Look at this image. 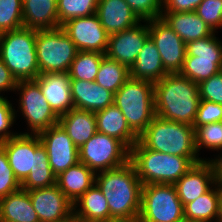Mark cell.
Returning <instances> with one entry per match:
<instances>
[{"instance_id":"cell-43","label":"cell","mask_w":222,"mask_h":222,"mask_svg":"<svg viewBox=\"0 0 222 222\" xmlns=\"http://www.w3.org/2000/svg\"><path fill=\"white\" fill-rule=\"evenodd\" d=\"M17 80L12 75L10 70L5 66L4 62L0 58V93L2 91H15L17 86Z\"/></svg>"},{"instance_id":"cell-37","label":"cell","mask_w":222,"mask_h":222,"mask_svg":"<svg viewBox=\"0 0 222 222\" xmlns=\"http://www.w3.org/2000/svg\"><path fill=\"white\" fill-rule=\"evenodd\" d=\"M21 189V183L15 177L9 165L5 150L0 146V198Z\"/></svg>"},{"instance_id":"cell-10","label":"cell","mask_w":222,"mask_h":222,"mask_svg":"<svg viewBox=\"0 0 222 222\" xmlns=\"http://www.w3.org/2000/svg\"><path fill=\"white\" fill-rule=\"evenodd\" d=\"M222 67V42L215 33L207 37L186 43V55L182 76L199 84L218 74Z\"/></svg>"},{"instance_id":"cell-50","label":"cell","mask_w":222,"mask_h":222,"mask_svg":"<svg viewBox=\"0 0 222 222\" xmlns=\"http://www.w3.org/2000/svg\"><path fill=\"white\" fill-rule=\"evenodd\" d=\"M221 189V192H222V185H218ZM221 204H222V198H221Z\"/></svg>"},{"instance_id":"cell-39","label":"cell","mask_w":222,"mask_h":222,"mask_svg":"<svg viewBox=\"0 0 222 222\" xmlns=\"http://www.w3.org/2000/svg\"><path fill=\"white\" fill-rule=\"evenodd\" d=\"M222 121V104L200 100L193 128Z\"/></svg>"},{"instance_id":"cell-15","label":"cell","mask_w":222,"mask_h":222,"mask_svg":"<svg viewBox=\"0 0 222 222\" xmlns=\"http://www.w3.org/2000/svg\"><path fill=\"white\" fill-rule=\"evenodd\" d=\"M55 176L79 162V149L64 129L56 124L38 134Z\"/></svg>"},{"instance_id":"cell-6","label":"cell","mask_w":222,"mask_h":222,"mask_svg":"<svg viewBox=\"0 0 222 222\" xmlns=\"http://www.w3.org/2000/svg\"><path fill=\"white\" fill-rule=\"evenodd\" d=\"M36 35L37 30L26 27L0 34V58L17 81L35 80L40 74Z\"/></svg>"},{"instance_id":"cell-44","label":"cell","mask_w":222,"mask_h":222,"mask_svg":"<svg viewBox=\"0 0 222 222\" xmlns=\"http://www.w3.org/2000/svg\"><path fill=\"white\" fill-rule=\"evenodd\" d=\"M218 158L210 159L215 169V179L217 185H222V154Z\"/></svg>"},{"instance_id":"cell-32","label":"cell","mask_w":222,"mask_h":222,"mask_svg":"<svg viewBox=\"0 0 222 222\" xmlns=\"http://www.w3.org/2000/svg\"><path fill=\"white\" fill-rule=\"evenodd\" d=\"M104 56L98 52L78 51L68 71L70 79L95 81Z\"/></svg>"},{"instance_id":"cell-47","label":"cell","mask_w":222,"mask_h":222,"mask_svg":"<svg viewBox=\"0 0 222 222\" xmlns=\"http://www.w3.org/2000/svg\"><path fill=\"white\" fill-rule=\"evenodd\" d=\"M67 222H83V221L77 220V219H75V218L73 217L72 219H70V220L67 221Z\"/></svg>"},{"instance_id":"cell-25","label":"cell","mask_w":222,"mask_h":222,"mask_svg":"<svg viewBox=\"0 0 222 222\" xmlns=\"http://www.w3.org/2000/svg\"><path fill=\"white\" fill-rule=\"evenodd\" d=\"M95 173L78 162L56 176V185L72 202H76L95 184Z\"/></svg>"},{"instance_id":"cell-26","label":"cell","mask_w":222,"mask_h":222,"mask_svg":"<svg viewBox=\"0 0 222 222\" xmlns=\"http://www.w3.org/2000/svg\"><path fill=\"white\" fill-rule=\"evenodd\" d=\"M73 217L83 222H110L107 199L96 183L73 203Z\"/></svg>"},{"instance_id":"cell-19","label":"cell","mask_w":222,"mask_h":222,"mask_svg":"<svg viewBox=\"0 0 222 222\" xmlns=\"http://www.w3.org/2000/svg\"><path fill=\"white\" fill-rule=\"evenodd\" d=\"M54 113L60 117L74 108L68 72L40 73L35 79Z\"/></svg>"},{"instance_id":"cell-45","label":"cell","mask_w":222,"mask_h":222,"mask_svg":"<svg viewBox=\"0 0 222 222\" xmlns=\"http://www.w3.org/2000/svg\"><path fill=\"white\" fill-rule=\"evenodd\" d=\"M115 222H142L140 219L131 220V221H115Z\"/></svg>"},{"instance_id":"cell-48","label":"cell","mask_w":222,"mask_h":222,"mask_svg":"<svg viewBox=\"0 0 222 222\" xmlns=\"http://www.w3.org/2000/svg\"><path fill=\"white\" fill-rule=\"evenodd\" d=\"M22 1H58V0H22Z\"/></svg>"},{"instance_id":"cell-18","label":"cell","mask_w":222,"mask_h":222,"mask_svg":"<svg viewBox=\"0 0 222 222\" xmlns=\"http://www.w3.org/2000/svg\"><path fill=\"white\" fill-rule=\"evenodd\" d=\"M215 184L214 165L210 160L205 159L188 170L174 184V187L181 203L185 206L208 192Z\"/></svg>"},{"instance_id":"cell-36","label":"cell","mask_w":222,"mask_h":222,"mask_svg":"<svg viewBox=\"0 0 222 222\" xmlns=\"http://www.w3.org/2000/svg\"><path fill=\"white\" fill-rule=\"evenodd\" d=\"M195 12L214 32L222 28V0H203Z\"/></svg>"},{"instance_id":"cell-13","label":"cell","mask_w":222,"mask_h":222,"mask_svg":"<svg viewBox=\"0 0 222 222\" xmlns=\"http://www.w3.org/2000/svg\"><path fill=\"white\" fill-rule=\"evenodd\" d=\"M149 37L155 43L162 58V64L168 73L182 70L186 43L160 17L148 21Z\"/></svg>"},{"instance_id":"cell-33","label":"cell","mask_w":222,"mask_h":222,"mask_svg":"<svg viewBox=\"0 0 222 222\" xmlns=\"http://www.w3.org/2000/svg\"><path fill=\"white\" fill-rule=\"evenodd\" d=\"M98 1L99 0H58L57 12L59 27L70 19L95 14Z\"/></svg>"},{"instance_id":"cell-28","label":"cell","mask_w":222,"mask_h":222,"mask_svg":"<svg viewBox=\"0 0 222 222\" xmlns=\"http://www.w3.org/2000/svg\"><path fill=\"white\" fill-rule=\"evenodd\" d=\"M0 222H40L28 191L20 189L0 198Z\"/></svg>"},{"instance_id":"cell-40","label":"cell","mask_w":222,"mask_h":222,"mask_svg":"<svg viewBox=\"0 0 222 222\" xmlns=\"http://www.w3.org/2000/svg\"><path fill=\"white\" fill-rule=\"evenodd\" d=\"M200 100L222 104V74L219 72L198 84Z\"/></svg>"},{"instance_id":"cell-7","label":"cell","mask_w":222,"mask_h":222,"mask_svg":"<svg viewBox=\"0 0 222 222\" xmlns=\"http://www.w3.org/2000/svg\"><path fill=\"white\" fill-rule=\"evenodd\" d=\"M113 104L123 113L130 129L139 136L156 116L154 83L130 77L114 94Z\"/></svg>"},{"instance_id":"cell-22","label":"cell","mask_w":222,"mask_h":222,"mask_svg":"<svg viewBox=\"0 0 222 222\" xmlns=\"http://www.w3.org/2000/svg\"><path fill=\"white\" fill-rule=\"evenodd\" d=\"M161 18L185 42L198 40L214 31L195 11L189 12H162Z\"/></svg>"},{"instance_id":"cell-31","label":"cell","mask_w":222,"mask_h":222,"mask_svg":"<svg viewBox=\"0 0 222 222\" xmlns=\"http://www.w3.org/2000/svg\"><path fill=\"white\" fill-rule=\"evenodd\" d=\"M130 78V70L106 56L102 58L95 82L114 94Z\"/></svg>"},{"instance_id":"cell-14","label":"cell","mask_w":222,"mask_h":222,"mask_svg":"<svg viewBox=\"0 0 222 222\" xmlns=\"http://www.w3.org/2000/svg\"><path fill=\"white\" fill-rule=\"evenodd\" d=\"M75 44L78 51L105 54L109 34L101 24L97 14L73 18L61 26Z\"/></svg>"},{"instance_id":"cell-49","label":"cell","mask_w":222,"mask_h":222,"mask_svg":"<svg viewBox=\"0 0 222 222\" xmlns=\"http://www.w3.org/2000/svg\"><path fill=\"white\" fill-rule=\"evenodd\" d=\"M219 222H222V204H221V209H220V219Z\"/></svg>"},{"instance_id":"cell-30","label":"cell","mask_w":222,"mask_h":222,"mask_svg":"<svg viewBox=\"0 0 222 222\" xmlns=\"http://www.w3.org/2000/svg\"><path fill=\"white\" fill-rule=\"evenodd\" d=\"M221 198L220 187L217 184L213 185L208 192L184 206V220L219 221Z\"/></svg>"},{"instance_id":"cell-21","label":"cell","mask_w":222,"mask_h":222,"mask_svg":"<svg viewBox=\"0 0 222 222\" xmlns=\"http://www.w3.org/2000/svg\"><path fill=\"white\" fill-rule=\"evenodd\" d=\"M96 14L109 35L130 29L141 21L125 0H99Z\"/></svg>"},{"instance_id":"cell-16","label":"cell","mask_w":222,"mask_h":222,"mask_svg":"<svg viewBox=\"0 0 222 222\" xmlns=\"http://www.w3.org/2000/svg\"><path fill=\"white\" fill-rule=\"evenodd\" d=\"M28 193L40 222H67L73 218V203L56 184Z\"/></svg>"},{"instance_id":"cell-34","label":"cell","mask_w":222,"mask_h":222,"mask_svg":"<svg viewBox=\"0 0 222 222\" xmlns=\"http://www.w3.org/2000/svg\"><path fill=\"white\" fill-rule=\"evenodd\" d=\"M22 27L23 1L0 0V34Z\"/></svg>"},{"instance_id":"cell-41","label":"cell","mask_w":222,"mask_h":222,"mask_svg":"<svg viewBox=\"0 0 222 222\" xmlns=\"http://www.w3.org/2000/svg\"><path fill=\"white\" fill-rule=\"evenodd\" d=\"M8 99L0 95V142L16 136L18 133H11L8 129L15 121L16 111Z\"/></svg>"},{"instance_id":"cell-12","label":"cell","mask_w":222,"mask_h":222,"mask_svg":"<svg viewBox=\"0 0 222 222\" xmlns=\"http://www.w3.org/2000/svg\"><path fill=\"white\" fill-rule=\"evenodd\" d=\"M20 91L19 109L27 120L31 134L38 135L48 128L58 124L59 117L51 109L43 96L39 84L35 80H21L17 82L15 91Z\"/></svg>"},{"instance_id":"cell-24","label":"cell","mask_w":222,"mask_h":222,"mask_svg":"<svg viewBox=\"0 0 222 222\" xmlns=\"http://www.w3.org/2000/svg\"><path fill=\"white\" fill-rule=\"evenodd\" d=\"M130 77L156 83L168 72L162 64V58L155 43L149 37L139 52L135 63L131 66Z\"/></svg>"},{"instance_id":"cell-11","label":"cell","mask_w":222,"mask_h":222,"mask_svg":"<svg viewBox=\"0 0 222 222\" xmlns=\"http://www.w3.org/2000/svg\"><path fill=\"white\" fill-rule=\"evenodd\" d=\"M130 150L118 139L96 132L79 148V162L95 174L125 165Z\"/></svg>"},{"instance_id":"cell-38","label":"cell","mask_w":222,"mask_h":222,"mask_svg":"<svg viewBox=\"0 0 222 222\" xmlns=\"http://www.w3.org/2000/svg\"><path fill=\"white\" fill-rule=\"evenodd\" d=\"M141 21L160 18L163 10V0H125Z\"/></svg>"},{"instance_id":"cell-1","label":"cell","mask_w":222,"mask_h":222,"mask_svg":"<svg viewBox=\"0 0 222 222\" xmlns=\"http://www.w3.org/2000/svg\"><path fill=\"white\" fill-rule=\"evenodd\" d=\"M10 167L21 183V189L31 191L56 184L45 147L38 135L17 134L0 142Z\"/></svg>"},{"instance_id":"cell-46","label":"cell","mask_w":222,"mask_h":222,"mask_svg":"<svg viewBox=\"0 0 222 222\" xmlns=\"http://www.w3.org/2000/svg\"><path fill=\"white\" fill-rule=\"evenodd\" d=\"M184 222H212V221H196V220H189V221H184ZM215 222H219V221H215Z\"/></svg>"},{"instance_id":"cell-3","label":"cell","mask_w":222,"mask_h":222,"mask_svg":"<svg viewBox=\"0 0 222 222\" xmlns=\"http://www.w3.org/2000/svg\"><path fill=\"white\" fill-rule=\"evenodd\" d=\"M155 114L193 126L200 96L198 84L180 73H168L154 83Z\"/></svg>"},{"instance_id":"cell-29","label":"cell","mask_w":222,"mask_h":222,"mask_svg":"<svg viewBox=\"0 0 222 222\" xmlns=\"http://www.w3.org/2000/svg\"><path fill=\"white\" fill-rule=\"evenodd\" d=\"M23 25L34 30L58 28L57 1H23Z\"/></svg>"},{"instance_id":"cell-42","label":"cell","mask_w":222,"mask_h":222,"mask_svg":"<svg viewBox=\"0 0 222 222\" xmlns=\"http://www.w3.org/2000/svg\"><path fill=\"white\" fill-rule=\"evenodd\" d=\"M203 0H163L162 12L195 11Z\"/></svg>"},{"instance_id":"cell-23","label":"cell","mask_w":222,"mask_h":222,"mask_svg":"<svg viewBox=\"0 0 222 222\" xmlns=\"http://www.w3.org/2000/svg\"><path fill=\"white\" fill-rule=\"evenodd\" d=\"M97 131L120 140L129 150L138 142L120 109L114 104L95 113Z\"/></svg>"},{"instance_id":"cell-35","label":"cell","mask_w":222,"mask_h":222,"mask_svg":"<svg viewBox=\"0 0 222 222\" xmlns=\"http://www.w3.org/2000/svg\"><path fill=\"white\" fill-rule=\"evenodd\" d=\"M203 146L210 150H222V121L199 126L195 129L197 153Z\"/></svg>"},{"instance_id":"cell-20","label":"cell","mask_w":222,"mask_h":222,"mask_svg":"<svg viewBox=\"0 0 222 222\" xmlns=\"http://www.w3.org/2000/svg\"><path fill=\"white\" fill-rule=\"evenodd\" d=\"M74 108L96 113L113 105L114 93L95 81L70 79Z\"/></svg>"},{"instance_id":"cell-9","label":"cell","mask_w":222,"mask_h":222,"mask_svg":"<svg viewBox=\"0 0 222 222\" xmlns=\"http://www.w3.org/2000/svg\"><path fill=\"white\" fill-rule=\"evenodd\" d=\"M138 219L142 222H184V206L174 185H143Z\"/></svg>"},{"instance_id":"cell-17","label":"cell","mask_w":222,"mask_h":222,"mask_svg":"<svg viewBox=\"0 0 222 222\" xmlns=\"http://www.w3.org/2000/svg\"><path fill=\"white\" fill-rule=\"evenodd\" d=\"M143 22L146 24L140 22L130 29L109 35L105 56L130 69L149 38L148 21Z\"/></svg>"},{"instance_id":"cell-8","label":"cell","mask_w":222,"mask_h":222,"mask_svg":"<svg viewBox=\"0 0 222 222\" xmlns=\"http://www.w3.org/2000/svg\"><path fill=\"white\" fill-rule=\"evenodd\" d=\"M77 52L62 27L37 30L36 55L40 73L68 72Z\"/></svg>"},{"instance_id":"cell-27","label":"cell","mask_w":222,"mask_h":222,"mask_svg":"<svg viewBox=\"0 0 222 222\" xmlns=\"http://www.w3.org/2000/svg\"><path fill=\"white\" fill-rule=\"evenodd\" d=\"M58 124L79 149L97 132L94 112L73 108L59 117Z\"/></svg>"},{"instance_id":"cell-4","label":"cell","mask_w":222,"mask_h":222,"mask_svg":"<svg viewBox=\"0 0 222 222\" xmlns=\"http://www.w3.org/2000/svg\"><path fill=\"white\" fill-rule=\"evenodd\" d=\"M129 161L143 185L175 184L201 157H182L145 148L139 141L130 148Z\"/></svg>"},{"instance_id":"cell-2","label":"cell","mask_w":222,"mask_h":222,"mask_svg":"<svg viewBox=\"0 0 222 222\" xmlns=\"http://www.w3.org/2000/svg\"><path fill=\"white\" fill-rule=\"evenodd\" d=\"M95 183L107 199L110 222L138 219L143 184L133 164L96 173Z\"/></svg>"},{"instance_id":"cell-5","label":"cell","mask_w":222,"mask_h":222,"mask_svg":"<svg viewBox=\"0 0 222 222\" xmlns=\"http://www.w3.org/2000/svg\"><path fill=\"white\" fill-rule=\"evenodd\" d=\"M147 149L182 157H198L193 126L155 116L138 136Z\"/></svg>"}]
</instances>
